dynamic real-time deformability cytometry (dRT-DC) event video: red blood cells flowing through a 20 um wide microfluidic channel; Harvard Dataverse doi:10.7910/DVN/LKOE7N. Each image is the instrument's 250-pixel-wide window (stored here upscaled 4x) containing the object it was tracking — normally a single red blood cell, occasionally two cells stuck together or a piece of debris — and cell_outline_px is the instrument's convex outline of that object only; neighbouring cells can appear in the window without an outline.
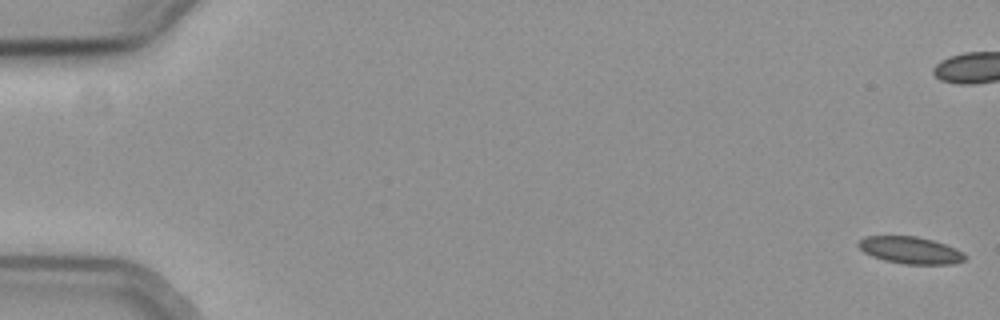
{"species": "common noctule bat (a hibernating species)", "species_latin": "Nyctalus noctula", "temperature_condition": "cold", "stored_images_in_passage": 59, "camera_frame_rate_fps": 3000, "um_per_image_px": 0.085, "animal": {"sex": "female", "body_mass_g": 19.3, "forearm_length_mm": 54.1}, "frame": {"image": 1, "passage_image": 1, "time_ms": 0.0, "image_size_px": [1000, 320], "cell_outline_px": [[968, 256], [964, 260], [952, 264], [904, 264], [884, 260], [872, 256], [864, 252], [856, 244], [864, 236], [916, 236], [932, 240], [956, 248], [964, 252]], "centroid_in_image_um": [77.39, 21.27], "position_along_channel_um": 7.6, "area_um2": 16.82}}
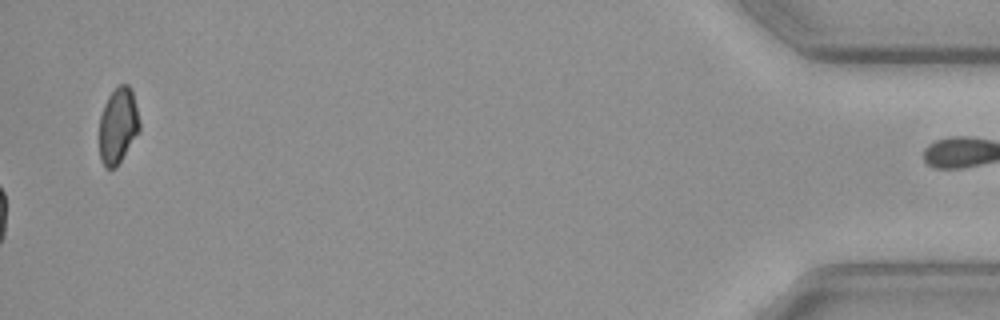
{"frame": {"image": 2, "passage_image": 59, "time_ms": 19.333, "image_size_px": [1000, 320], "cell_outline_px": [[140, 132], [116, 168], [104, 168], [100, 160], [100, 116], [104, 104], [108, 96], [120, 84], [128, 84], [132, 88], [140, 124]], "centroid_in_image_um": [10.04, 10.7], "position_along_channel_um": 425.2, "area_um2": 17.98}}